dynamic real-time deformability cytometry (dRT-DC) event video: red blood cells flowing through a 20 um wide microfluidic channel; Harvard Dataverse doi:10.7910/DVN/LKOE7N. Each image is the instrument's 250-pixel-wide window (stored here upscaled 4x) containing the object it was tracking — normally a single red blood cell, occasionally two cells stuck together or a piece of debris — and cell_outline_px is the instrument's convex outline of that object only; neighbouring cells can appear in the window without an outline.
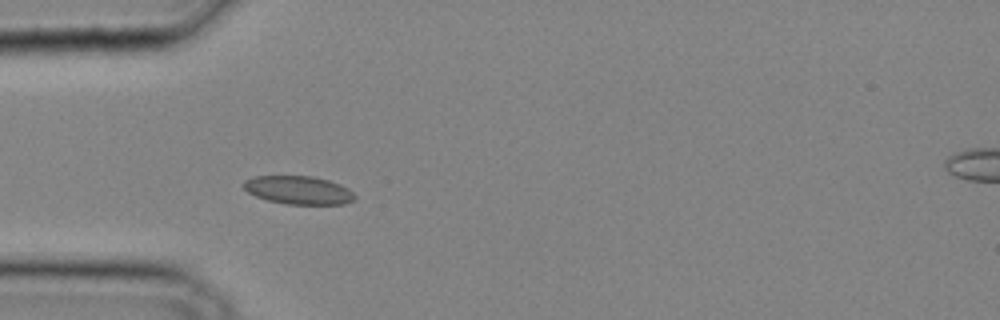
{"species": "common noctule bat (a hibernating species)", "species_latin": "Nyctalus noctula", "temperature_condition": "cold", "stored_images_in_passage": 8, "camera_frame_rate_fps": 3000, "um_per_image_px": 0.085, "animal": {"sex": "male", "body_mass_g": 20.4}, "frame": {"image": 1, "passage_image": 3, "time_ms": 0.667, "image_size_px": [1000, 320], "cell_outline_px": [[356, 196], [352, 200], [344, 204], [288, 204], [268, 200], [256, 196], [248, 192], [240, 184], [244, 180], [252, 176], [312, 176], [328, 180], [340, 184], [348, 188]], "centroid_in_image_um": [25.33, 16.15], "position_along_channel_um": 59.7, "area_um2": 18.32}}
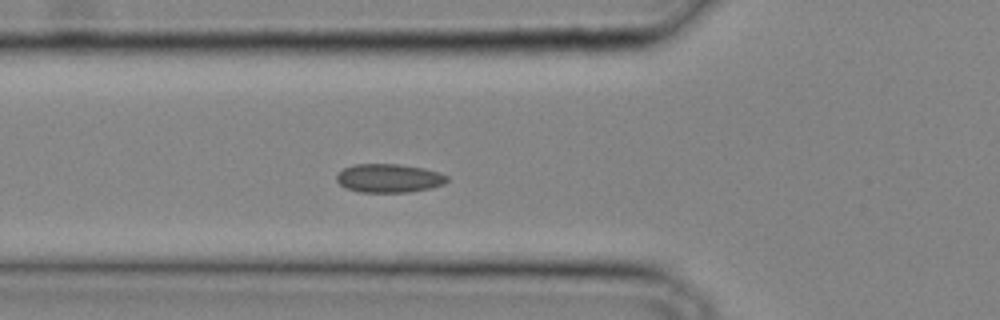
{"frame": {"image": 2, "passage_image": 5, "time_ms": 1.333, "image_size_px": [1000, 320], "cell_outline_px": [[448, 180], [444, 184], [432, 188], [408, 192], [360, 192], [344, 188], [336, 180], [336, 176], [344, 168], [356, 164], [400, 164], [424, 168], [440, 172], [448, 176]], "centroid_in_image_um": [33.08, 15.15], "position_along_channel_um": 92.7, "area_um2": 18.55}}